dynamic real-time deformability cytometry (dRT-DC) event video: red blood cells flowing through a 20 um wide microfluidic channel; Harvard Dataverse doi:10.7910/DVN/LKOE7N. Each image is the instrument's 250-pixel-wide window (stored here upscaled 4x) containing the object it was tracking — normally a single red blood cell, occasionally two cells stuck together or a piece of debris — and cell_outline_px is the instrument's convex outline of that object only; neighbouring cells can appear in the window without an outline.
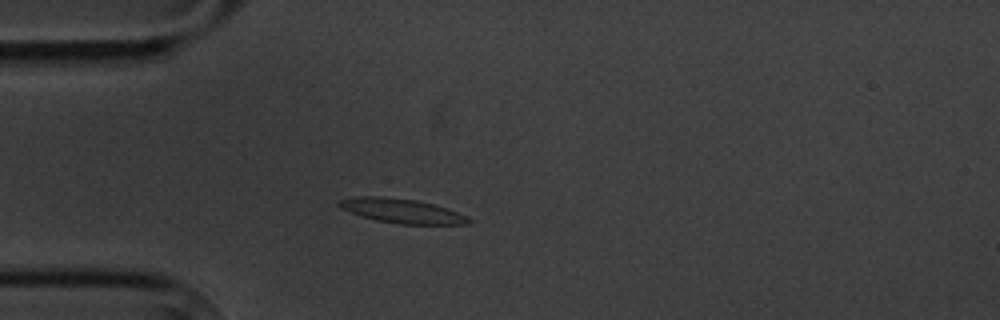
{"species": "common noctule bat (a hibernating species)", "species_latin": "Nyctalus noctula", "temperature_condition": "cold", "stored_images_in_passage": 4, "camera_frame_rate_fps": 3000, "um_per_image_px": 0.085, "animal": {"sex": "male", "body_mass_g": 20.1, "forearm_length_mm": 53.5}, "frame": {"image": 1, "passage_image": 3, "time_ms": 2.333, "image_size_px": [1000, 320], "cell_outline_px": [[472, 220], [468, 224], [400, 224], [376, 220], [360, 216], [340, 208], [336, 204], [336, 200], [360, 196], [380, 196], [416, 200], [448, 208], [468, 216]], "centroid_in_image_um": [34.13, 17.92], "position_along_channel_um": 50.9, "area_um2": 18.5}}